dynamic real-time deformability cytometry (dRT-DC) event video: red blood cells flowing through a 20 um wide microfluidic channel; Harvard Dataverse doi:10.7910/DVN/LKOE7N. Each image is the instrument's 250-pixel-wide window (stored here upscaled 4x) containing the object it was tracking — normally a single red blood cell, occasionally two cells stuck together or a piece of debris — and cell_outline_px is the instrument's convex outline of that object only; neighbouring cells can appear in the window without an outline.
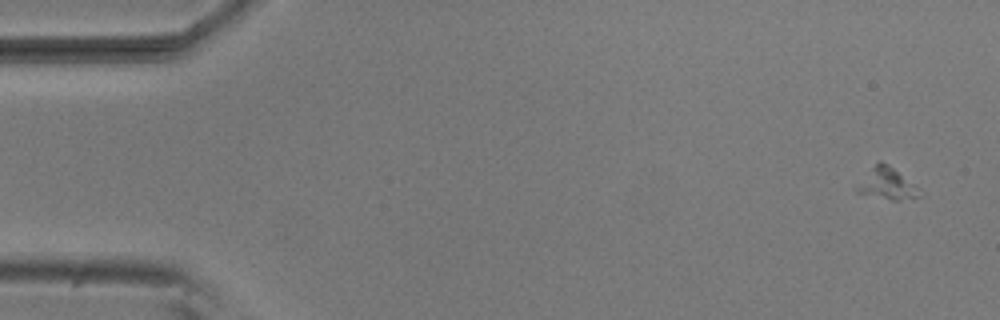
{"species": "common noctule bat (a hibernating species)", "species_latin": "Nyctalus noctula", "temperature_condition": "room temperature", "stored_images_in_passage": 5, "camera_frame_rate_fps": 3000, "um_per_image_px": 0.085, "animal": {"sex": "male", "body_mass_g": 20.5, "forearm_length_mm": 52.5}, "frame": {"image": 1, "passage_image": 1, "time_ms": 0.0, "image_size_px": [1000, 320], "cell_outline_px": [[920, 196], [900, 200], [892, 200], [856, 192], [856, 188], [876, 164], [880, 160], [888, 164], [912, 184]], "centroid_in_image_um": [75.37, 15.63], "position_along_channel_um": 9.6, "area_um2": 10.52}}
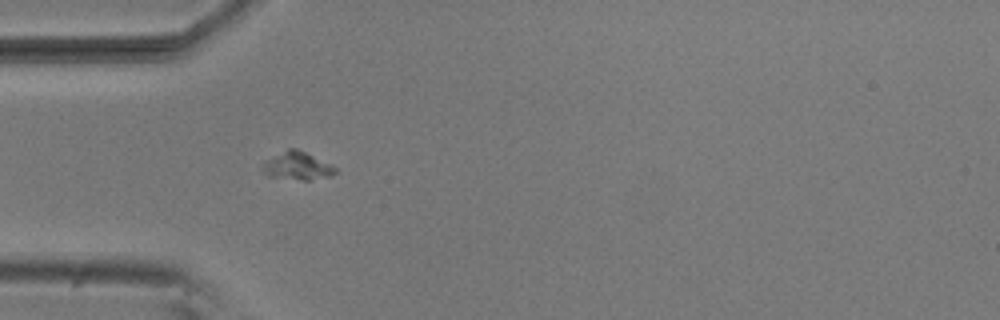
{"frame": {"image": 2, "passage_image": 5, "time_ms": 1.333, "image_size_px": [1000, 320], "cell_outline_px": [[340, 172], [332, 176], [308, 180], [304, 180], [268, 176], [264, 172], [264, 160], [288, 148], [296, 148], [336, 168]], "centroid_in_image_um": [25.28, 14.11], "position_along_channel_um": 59.7, "area_um2": 11.62}}